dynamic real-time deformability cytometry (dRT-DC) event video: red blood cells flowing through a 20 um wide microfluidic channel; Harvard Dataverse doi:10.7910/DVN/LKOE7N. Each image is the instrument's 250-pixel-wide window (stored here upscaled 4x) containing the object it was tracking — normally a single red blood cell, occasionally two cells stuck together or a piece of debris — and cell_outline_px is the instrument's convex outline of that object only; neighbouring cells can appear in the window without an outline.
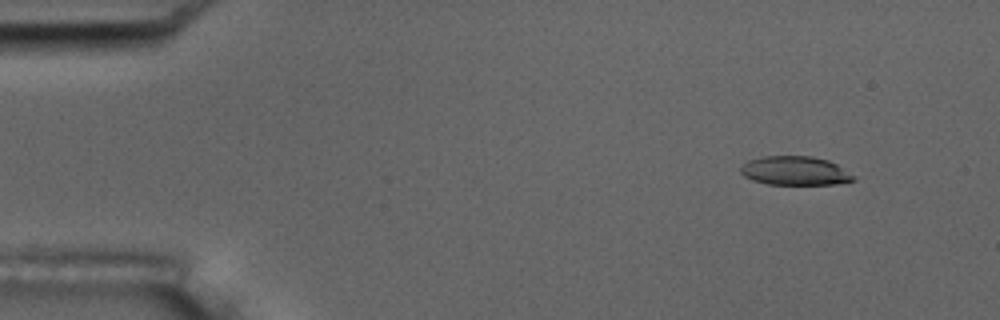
{"species": "common noctule bat (a hibernating species)", "species_latin": "Nyctalus noctula", "temperature_condition": "room temperature", "stored_images_in_passage": 5, "camera_frame_rate_fps": 3000, "um_per_image_px": 0.085, "animal": {"sex": "male", "body_mass_g": 17.5, "forearm_length_mm": 52.3}, "frame": {"image": 1, "passage_image": 2, "time_ms": 0.333, "image_size_px": [1000, 320], "cell_outline_px": [[856, 180], [836, 184], [768, 184], [752, 180], [744, 176], [740, 172], [740, 164], [748, 160], [764, 156], [812, 156], [828, 160], [836, 164], [856, 176]], "centroid_in_image_um": [67.56, 14.51], "position_along_channel_um": 17.4, "area_um2": 19.13}}